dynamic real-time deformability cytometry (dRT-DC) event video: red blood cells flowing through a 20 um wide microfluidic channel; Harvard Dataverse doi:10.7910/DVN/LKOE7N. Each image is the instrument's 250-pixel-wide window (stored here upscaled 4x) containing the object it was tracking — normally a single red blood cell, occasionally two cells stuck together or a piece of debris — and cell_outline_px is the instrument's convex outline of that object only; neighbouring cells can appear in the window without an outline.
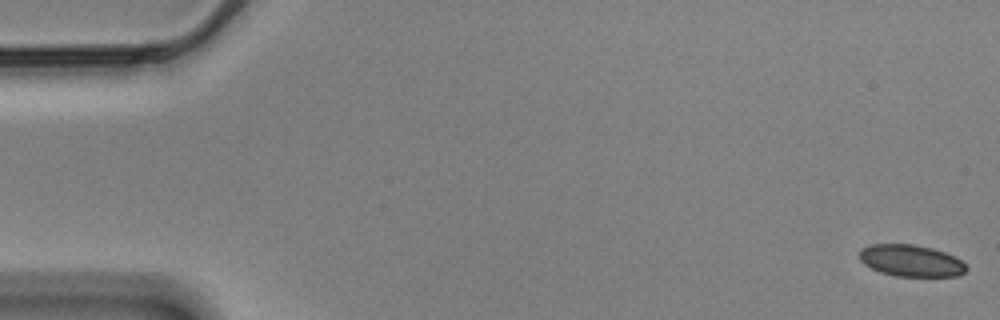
{"species": "Egyptian fruit bat (a non-hibernating species)", "species_latin": "Rousettus aegyptiacus", "temperature_condition": "cold", "stored_images_in_passage": 57, "camera_frame_rate_fps": 3000, "um_per_image_px": 0.085, "animal": {"sex": "male"}, "frame": {"image": 1, "passage_image": 1, "time_ms": 0.0, "image_size_px": [1000, 320], "cell_outline_px": [[968, 268], [964, 272], [956, 276], [896, 276], [880, 272], [864, 264], [860, 260], [860, 252], [864, 248], [872, 244], [912, 244], [932, 248], [956, 256]], "centroid_in_image_um": [77.45, 22.16], "position_along_channel_um": 7.6, "area_um2": 19.59}}
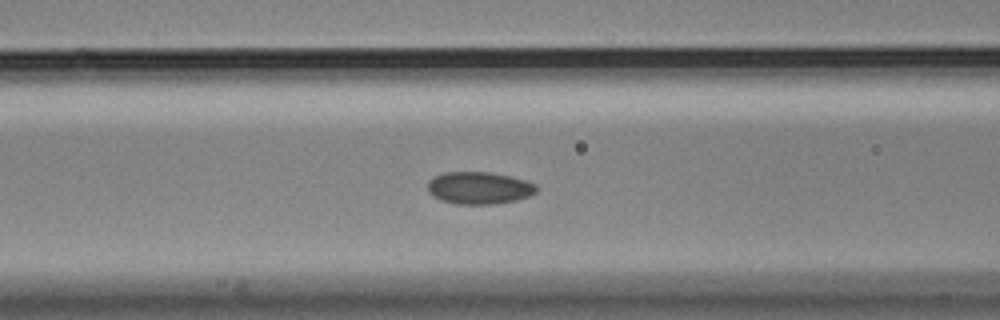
{"frame": {"image": 2, "passage_image": 23, "time_ms": 7.333, "image_size_px": [1000, 320], "cell_outline_px": [[540, 188], [536, 192], [528, 196], [516, 200], [496, 204], [456, 204], [440, 200], [432, 196], [428, 192], [428, 180], [444, 172], [492, 172], [524, 180], [536, 184]], "centroid_in_image_um": [40.72, 15.98], "position_along_channel_um": 125.9, "area_um2": 20.58}}
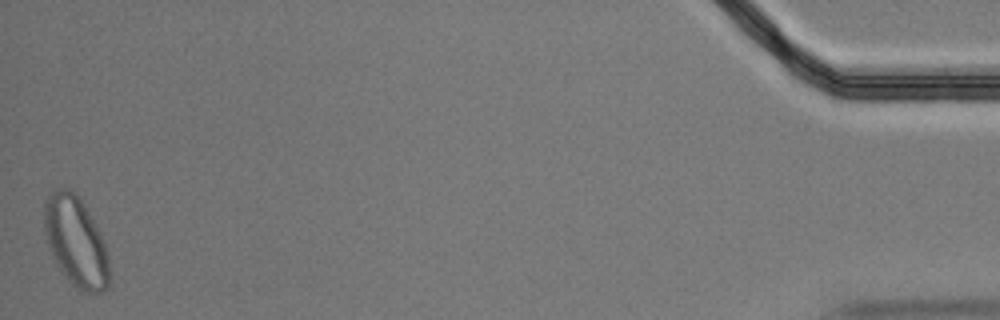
{"frame": {"image": 3, "passage_image": 57, "time_ms": 18.667, "image_size_px": [1000, 320], "cell_outline_px": [[108, 288], [104, 292], [88, 292], [76, 288], [68, 280], [52, 256], [44, 232], [44, 200], [48, 192], [52, 188], [68, 188], [80, 200], [92, 220], [104, 244], [108, 256]], "centroid_in_image_um": [6.39, 20.52], "position_along_channel_um": 428.8, "area_um2": 33.52}, "authors_computed_cell_mechanics": {"area_um2": 20.6346, "velocity_mm_per_s": 3.491, "shape_relaxation_time_tau1_ms": 2.7118, "shape_relaxation_time_tau2_ms": 2.6059, "deformation_change_tau1": 0.0778, "deformation_change_tau2": 0.0574}}